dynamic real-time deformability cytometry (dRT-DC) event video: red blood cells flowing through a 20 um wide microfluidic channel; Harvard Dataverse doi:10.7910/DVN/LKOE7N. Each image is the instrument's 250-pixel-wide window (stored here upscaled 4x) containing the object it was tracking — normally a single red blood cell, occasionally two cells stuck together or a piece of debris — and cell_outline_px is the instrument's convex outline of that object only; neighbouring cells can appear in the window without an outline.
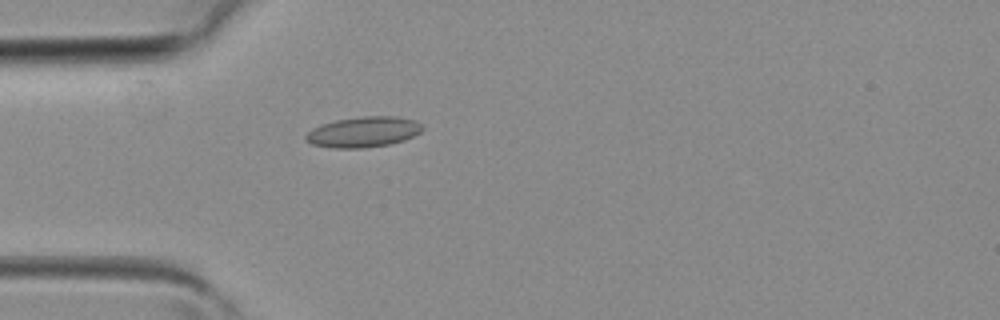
{"species": "common noctule bat (a hibernating species)", "species_latin": "Nyctalus noctula", "temperature_condition": "room temperature", "stored_images_in_passage": 1, "camera_frame_rate_fps": 3000, "um_per_image_px": 0.085, "animal": {"sex": "female", "body_mass_g": 19.3, "forearm_length_mm": 54.1}, "frame": {"image": 1, "passage_image": 1, "time_ms": 0.0, "image_size_px": [1000, 320], "cell_outline_px": [[424, 128], [420, 132], [404, 140], [388, 144], [360, 148], [332, 148], [312, 144], [304, 140], [304, 136], [312, 128], [336, 120], [364, 116], [396, 116], [416, 120]], "centroid_in_image_um": [30.88, 11.21], "position_along_channel_um": 54.1, "area_um2": 20.63}}